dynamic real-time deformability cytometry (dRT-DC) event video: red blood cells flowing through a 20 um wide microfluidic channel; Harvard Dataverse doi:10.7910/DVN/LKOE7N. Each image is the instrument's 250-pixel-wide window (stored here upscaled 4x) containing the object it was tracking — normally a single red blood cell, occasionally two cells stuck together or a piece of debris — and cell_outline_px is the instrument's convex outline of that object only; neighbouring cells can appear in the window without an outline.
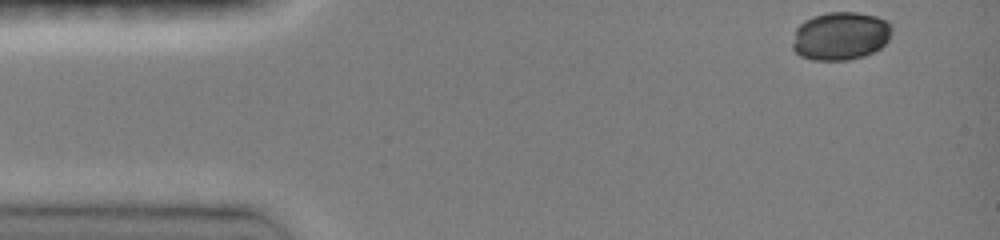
{"species": "common noctule bat (a hibernating species)", "species_latin": "Nyctalus noctula", "temperature_condition": "room temperature", "stored_images_in_passage": 27, "camera_frame_rate_fps": 3000, "um_per_image_px": 0.085, "animal": {"sex": "female", "body_mass_g": 19.0, "forearm_length_mm": 51.5}, "frame": {"image": 1, "passage_image": 1, "time_ms": 0.0, "image_size_px": [1000, 240], "cell_outline_px": [[892, 32], [888, 40], [876, 52], [864, 56], [848, 60], [812, 60], [800, 56], [792, 48], [792, 44], [796, 28], [804, 20], [812, 16], [828, 12], [856, 12], [876, 16], [892, 24]], "centroid_in_image_um": [71.45, 3.06], "position_along_channel_um": 13.6, "area_um2": 28.21}}
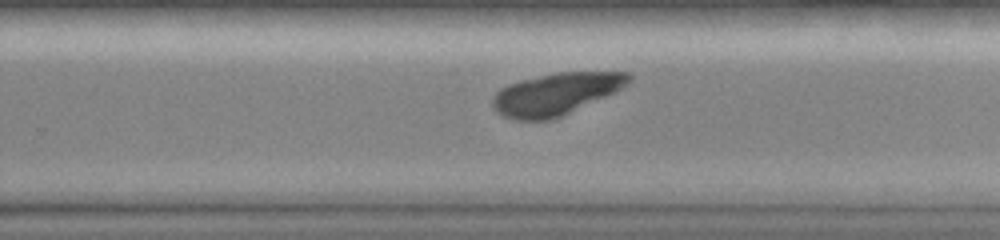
{"frame": {"image": 2, "passage_image": 20, "time_ms": 9.0, "image_size_px": [1000, 240], "cell_outline_px": [[632, 80], [616, 92], [560, 116], [548, 120], [516, 120], [504, 116], [496, 112], [492, 104], [492, 100], [496, 92], [500, 88], [508, 84], [520, 80], [556, 72], [628, 72], [632, 76]], "centroid_in_image_um": [47.24, 7.97], "position_along_channel_um": 282.6, "area_um2": 33.12}}
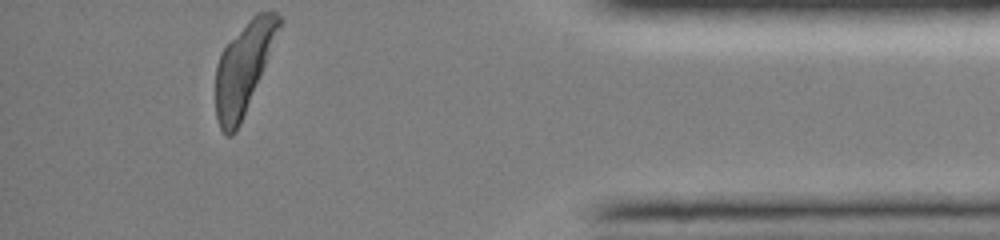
{"frame": {"image": 3, "passage_image": 27, "time_ms": 13.0, "image_size_px": [1000, 240], "cell_outline_px": [[284, 20], [240, 124], [236, 132], [232, 136], [224, 136], [220, 128], [216, 116], [216, 64], [224, 48], [248, 20], [256, 12], [276, 12]], "centroid_in_image_um": [20.7, 5.79], "position_along_channel_um": 414.5, "area_um2": 32.95}}